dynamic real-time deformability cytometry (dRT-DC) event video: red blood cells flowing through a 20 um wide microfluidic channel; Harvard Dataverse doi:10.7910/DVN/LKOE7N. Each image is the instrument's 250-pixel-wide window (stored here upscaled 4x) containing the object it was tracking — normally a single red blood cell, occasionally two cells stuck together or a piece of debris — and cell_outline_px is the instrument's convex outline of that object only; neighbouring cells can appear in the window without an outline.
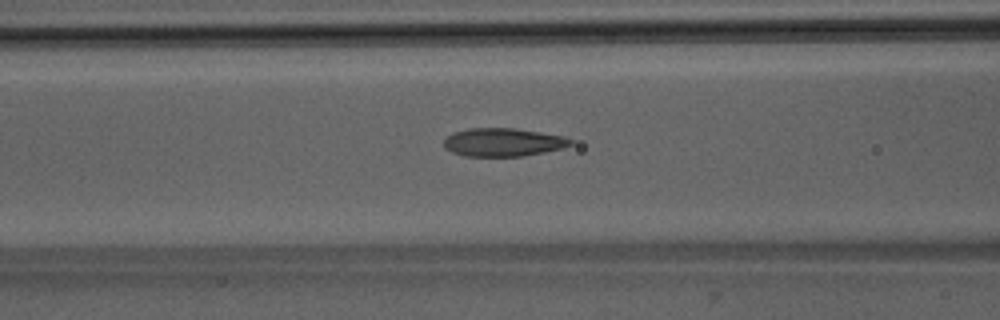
{"species": "Egyptian fruit bat (a non-hibernating species)", "species_latin": "Rousettus aegyptiacus", "temperature_condition": "room temperature", "stored_images_in_passage": 52, "camera_frame_rate_fps": 3000, "um_per_image_px": 0.085, "animal": {"sex": "male"}, "frame": {"image": 1, "passage_image": 22, "time_ms": 7.0, "image_size_px": [1000, 320], "cell_outline_px": [[572, 144], [564, 148], [524, 156], [464, 156], [452, 152], [444, 148], [444, 140], [452, 132], [468, 128], [516, 128], [564, 136], [572, 140]], "centroid_in_image_um": [42.76, 12.09], "position_along_channel_um": 123.8, "area_um2": 20.98}}
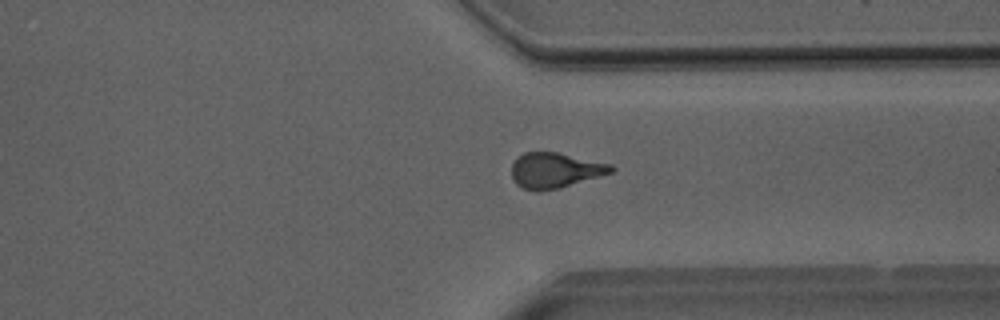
{"frame": {"image": 2, "passage_image": 40, "time_ms": 13.0, "image_size_px": [1000, 320], "cell_outline_px": [[616, 168], [612, 172], [600, 176], [560, 188], [540, 192], [536, 192], [524, 188], [516, 184], [512, 176], [512, 164], [524, 152], [556, 152], [612, 164]], "centroid_in_image_um": [47.19, 14.49], "position_along_channel_um": 364.2, "area_um2": 20.46}}
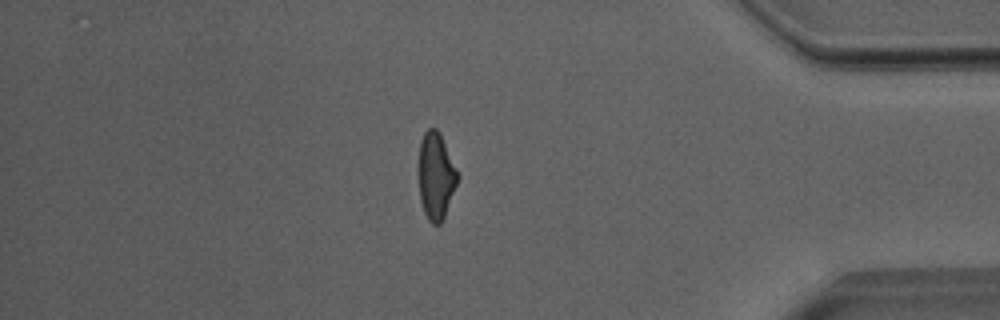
{"frame": {"image": 3, "passage_image": 45, "time_ms": 14.667, "image_size_px": [1000, 320], "cell_outline_px": [[460, 176], [444, 216], [440, 224], [432, 224], [428, 220], [424, 212], [420, 200], [420, 140], [424, 132], [428, 128], [436, 128], [440, 132], [460, 172]], "centroid_in_image_um": [37.09, 14.92], "position_along_channel_um": 398.1, "area_um2": 19.77}, "authors_computed_cell_mechanics": {"area_um2": 20.7213, "velocity_mm_per_s": 4.0109, "shape_relaxation_time_tau1_ms": 7.3208, "shape_relaxation_time_tau2_ms": 1.2954, "deformation_change_tau1": 0.2123, "deformation_change_tau2": 0.0963}}